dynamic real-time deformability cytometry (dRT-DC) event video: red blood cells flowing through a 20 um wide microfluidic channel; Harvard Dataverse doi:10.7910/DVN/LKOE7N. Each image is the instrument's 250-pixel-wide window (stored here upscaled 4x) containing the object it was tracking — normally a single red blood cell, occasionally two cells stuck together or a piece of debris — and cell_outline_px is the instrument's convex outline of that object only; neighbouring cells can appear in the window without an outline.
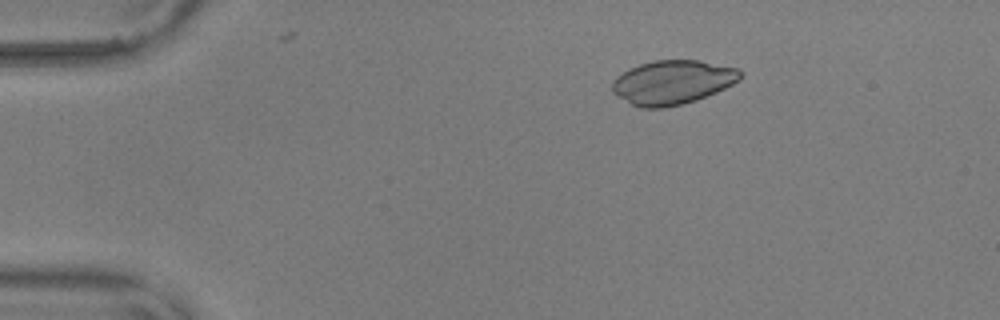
{"species": "common noctule bat (a hibernating species)", "species_latin": "Nyctalus noctula", "temperature_condition": "warm", "stored_images_in_passage": 3, "camera_frame_rate_fps": 3000, "um_per_image_px": 0.085, "animal": {"sex": "male", "body_mass_g": 17.9, "forearm_length_mm": 54.2}, "frame": {"image": 1, "passage_image": 1, "time_ms": 0.0, "image_size_px": [1000, 320], "cell_outline_px": [[744, 72], [740, 80], [716, 92], [696, 100], [664, 108], [640, 108], [616, 96], [612, 92], [612, 80], [616, 76], [628, 68], [652, 60], [700, 60], [740, 68]], "centroid_in_image_um": [57.16, 6.98], "position_along_channel_um": 27.8, "area_um2": 33.23}}